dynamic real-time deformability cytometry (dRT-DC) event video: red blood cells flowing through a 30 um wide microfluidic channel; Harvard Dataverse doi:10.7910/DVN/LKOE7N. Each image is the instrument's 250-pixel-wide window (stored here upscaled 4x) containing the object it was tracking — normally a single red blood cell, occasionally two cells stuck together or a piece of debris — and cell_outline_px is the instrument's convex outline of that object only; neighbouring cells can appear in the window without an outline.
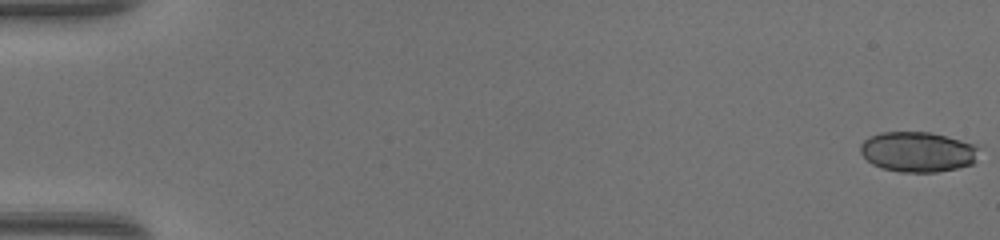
{"species": "common noctule bat (a hibernating species)", "species_latin": "Nyctalus noctula", "temperature_condition": "warm", "stored_images_in_passage": 49, "camera_frame_rate_fps": 3000, "um_per_image_px": 0.085, "animal": {"sex": "female", "body_mass_g": 17.0, "forearm_length_mm": 48.0}, "frame": {"image": 1, "passage_image": 1, "time_ms": 0.0, "image_size_px": [1000, 240], "cell_outline_px": [[980, 148], [976, 160], [972, 164], [956, 168], [936, 172], [900, 172], [884, 168], [872, 164], [860, 152], [860, 144], [868, 136], [880, 132], [932, 132], [976, 144]], "centroid_in_image_um": [78.03, 12.89], "position_along_channel_um": 7.0, "area_um2": 27.98}}
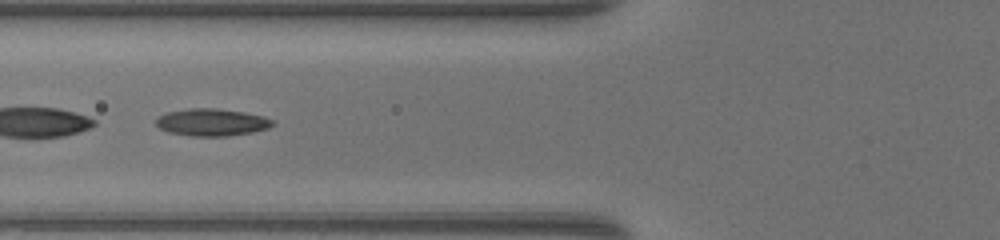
{"frame": {"image": 2, "passage_image": 21, "time_ms": 6.667, "image_size_px": [1000, 240], "cell_outline_px": [[276, 124], [268, 128], [252, 132], [228, 136], [188, 136], [168, 132], [160, 128], [156, 124], [156, 120], [160, 116], [168, 112], [188, 108], [216, 108], [244, 112], [264, 116], [276, 120]], "centroid_in_image_um": [18.05, 10.39], "position_along_channel_um": 107.8, "area_um2": 18.67}}
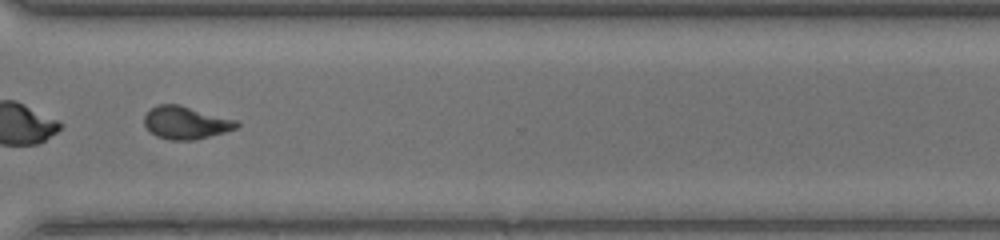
{"frame": {"image": 3, "passage_image": 38, "time_ms": 12.333, "image_size_px": [1000, 240], "cell_outline_px": [[240, 124], [236, 128], [224, 132], [192, 140], [168, 140], [156, 136], [148, 132], [144, 124], [144, 116], [156, 104], [180, 104], [236, 120]], "centroid_in_image_um": [15.75, 10.42], "position_along_channel_um": 354.9, "area_um2": 17.63}, "authors_computed_cell_mechanics": {"area_um2": 19.2474, "velocity_mm_per_s": 4.3612, "shape_relaxation_time_tau1_ms": null, "shape_relaxation_time_tau2_ms": 1.9867, "deformation_change_tau1": null, "deformation_change_tau2": 0.0896}}